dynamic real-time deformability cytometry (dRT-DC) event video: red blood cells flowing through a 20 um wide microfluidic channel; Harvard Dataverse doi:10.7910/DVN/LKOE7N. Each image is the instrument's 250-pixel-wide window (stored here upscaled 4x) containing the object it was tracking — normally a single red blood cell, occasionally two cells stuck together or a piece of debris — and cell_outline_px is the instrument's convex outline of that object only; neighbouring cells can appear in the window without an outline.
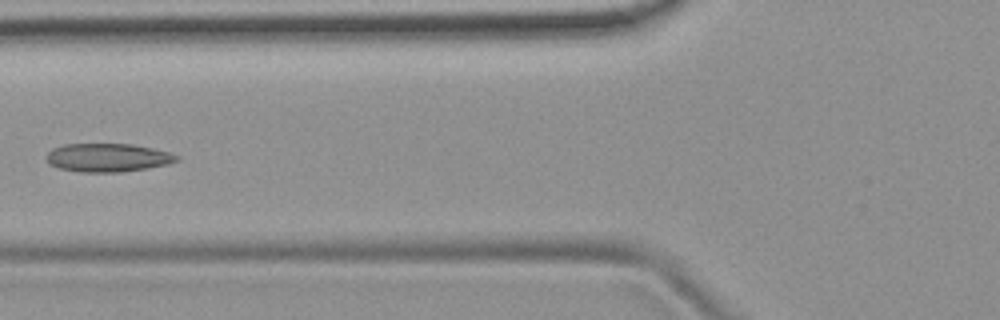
{"species": "common noctule bat (a hibernating species)", "species_latin": "Nyctalus noctula", "temperature_condition": "room temperature", "stored_images_in_passage": 6, "camera_frame_rate_fps": 3000, "um_per_image_px": 0.085, "animal": {"sex": "female", "body_mass_g": 19.9}, "frame": {"image": 1, "passage_image": 6, "time_ms": 6.0, "image_size_px": [1000, 320], "cell_outline_px": [[180, 160], [168, 164], [148, 168], [120, 172], [80, 172], [60, 168], [48, 164], [44, 156], [52, 148], [64, 144], [132, 144], [152, 148], [168, 152], [180, 156]], "centroid_in_image_um": [9.14, 13.4], "position_along_channel_um": 116.7, "area_um2": 21.73}}